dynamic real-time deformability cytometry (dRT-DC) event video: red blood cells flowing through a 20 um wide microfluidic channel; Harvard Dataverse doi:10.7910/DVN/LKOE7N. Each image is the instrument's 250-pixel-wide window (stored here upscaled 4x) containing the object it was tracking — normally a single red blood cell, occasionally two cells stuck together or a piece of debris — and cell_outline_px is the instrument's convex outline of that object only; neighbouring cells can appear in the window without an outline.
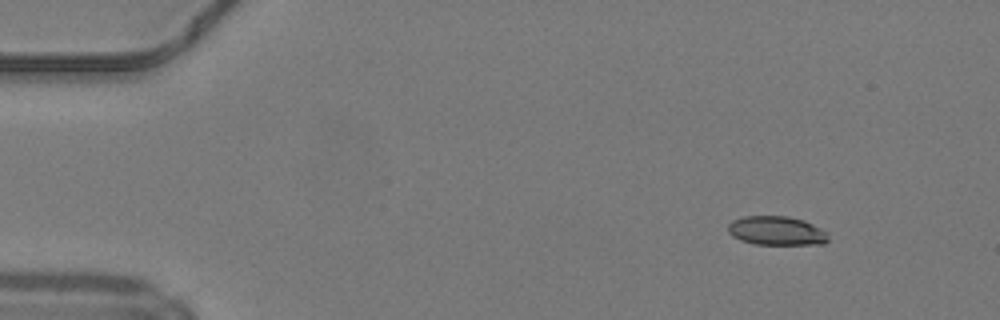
{"species": "common noctule bat (a hibernating species)", "species_latin": "Nyctalus noctula", "temperature_condition": "warm", "stored_images_in_passage": 45, "camera_frame_rate_fps": 3000, "um_per_image_px": 0.085, "animal": {"sex": "male", "body_mass_g": 19.2, "forearm_length_mm": 51.8}, "frame": {"image": 1, "passage_image": 1, "time_ms": 0.0, "image_size_px": [1000, 320], "cell_outline_px": [[828, 240], [824, 244], [756, 244], [740, 240], [732, 236], [728, 232], [728, 224], [732, 220], [744, 216], [788, 216], [804, 220], [820, 228], [824, 232]], "centroid_in_image_um": [65.96, 19.61], "position_along_channel_um": 19.0, "area_um2": 16.82}}
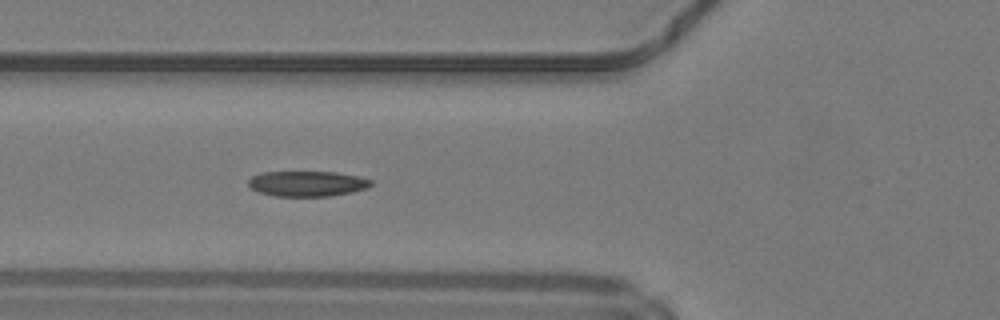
{"frame": {"image": 2, "passage_image": 14, "time_ms": 4.333, "image_size_px": [1000, 320], "cell_outline_px": [[372, 184], [368, 188], [352, 192], [328, 196], [276, 196], [260, 192], [252, 188], [248, 184], [248, 180], [252, 176], [260, 172], [336, 172], [360, 176], [372, 180]], "centroid_in_image_um": [26.14, 15.6], "position_along_channel_um": 99.7, "area_um2": 18.15}}
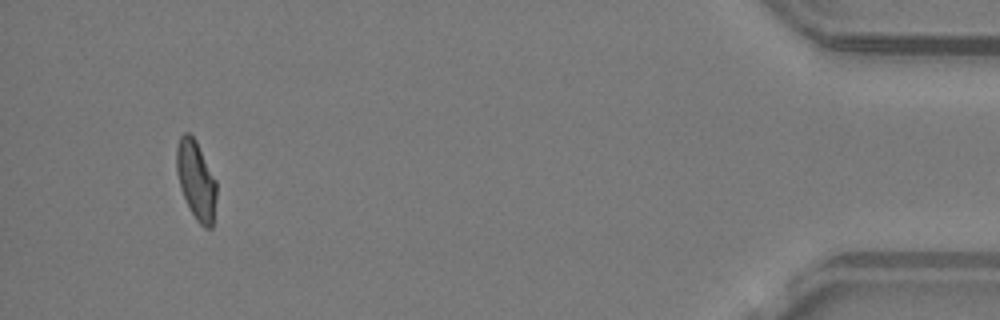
{"frame": {"image": 3, "passage_image": 42, "time_ms": 13.667, "image_size_px": [1000, 320], "cell_outline_px": [[216, 200], [212, 228], [204, 228], [196, 220], [180, 188], [176, 172], [176, 148], [180, 136], [184, 132], [188, 132], [196, 140], [216, 180]], "centroid_in_image_um": [16.66, 15.3], "position_along_channel_um": 418.5, "area_um2": 18.32}, "authors_computed_cell_mechanics": {"area_um2": 18.3804, "velocity_mm_per_s": 4.215, "shape_relaxation_time_tau1_ms": 4.3364, "shape_relaxation_time_tau2_ms": 2.1831, "deformation_change_tau1": 0.1485, "deformation_change_tau2": 0.0818}}